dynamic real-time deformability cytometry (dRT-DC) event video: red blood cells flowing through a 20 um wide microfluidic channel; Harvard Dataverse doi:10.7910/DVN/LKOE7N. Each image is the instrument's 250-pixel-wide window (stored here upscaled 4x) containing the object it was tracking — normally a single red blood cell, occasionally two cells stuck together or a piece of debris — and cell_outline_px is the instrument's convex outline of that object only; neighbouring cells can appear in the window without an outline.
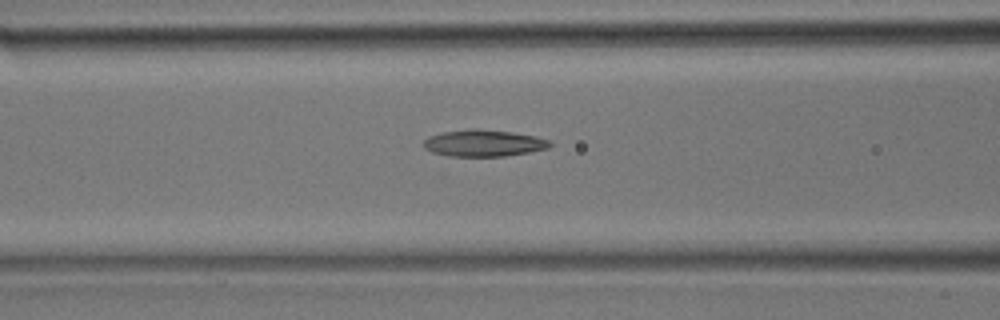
{"species": "common noctule bat (a hibernating species)", "species_latin": "Nyctalus noctula", "temperature_condition": "room temperature", "stored_images_in_passage": 22, "camera_frame_rate_fps": 3000, "um_per_image_px": 0.085, "animal": {"sex": "male", "body_mass_g": 17.9}, "frame": {"image": 1, "passage_image": 4, "time_ms": 1.0, "image_size_px": [1000, 320], "cell_outline_px": [[552, 144], [548, 148], [528, 152], [504, 156], [448, 156], [432, 152], [424, 148], [420, 144], [428, 136], [444, 132], [472, 128], [476, 128], [512, 132], [536, 136], [548, 140]], "centroid_in_image_um": [41.06, 12.16], "position_along_channel_um": 125.5, "area_um2": 19.71}}
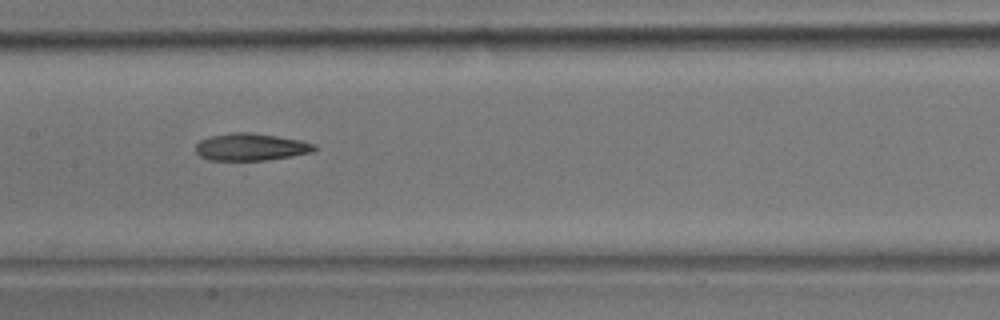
{"frame": {"image": 2, "passage_image": 7, "time_ms": 2.0, "image_size_px": [1000, 320], "cell_outline_px": [[316, 148], [312, 152], [292, 156], [268, 160], [208, 160], [200, 156], [196, 152], [196, 144], [200, 140], [208, 136], [232, 132], [252, 132], [300, 140], [316, 144]], "centroid_in_image_um": [21.3, 12.49], "position_along_channel_um": 186.1, "area_um2": 18.96}}
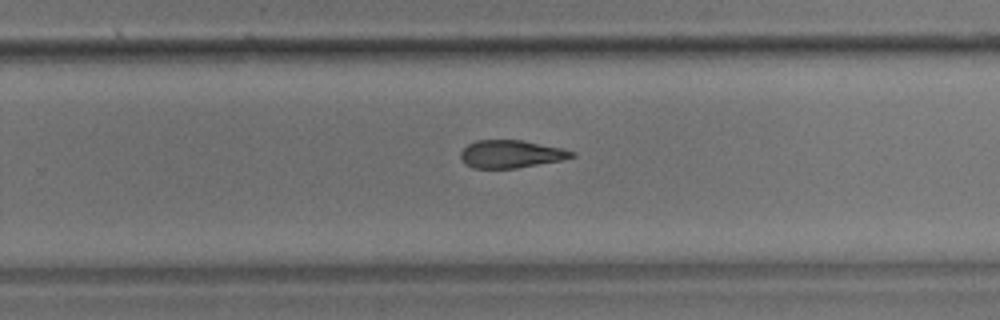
{"frame": {"image": 3, "passage_image": 12, "time_ms": 3.667, "image_size_px": [1000, 320], "cell_outline_px": [[576, 156], [564, 160], [516, 168], [472, 168], [464, 164], [460, 156], [460, 152], [468, 144], [476, 140], [524, 140], [564, 148], [576, 152]], "centroid_in_image_um": [43.47, 13.09], "position_along_channel_um": 286.3, "area_um2": 18.26}}